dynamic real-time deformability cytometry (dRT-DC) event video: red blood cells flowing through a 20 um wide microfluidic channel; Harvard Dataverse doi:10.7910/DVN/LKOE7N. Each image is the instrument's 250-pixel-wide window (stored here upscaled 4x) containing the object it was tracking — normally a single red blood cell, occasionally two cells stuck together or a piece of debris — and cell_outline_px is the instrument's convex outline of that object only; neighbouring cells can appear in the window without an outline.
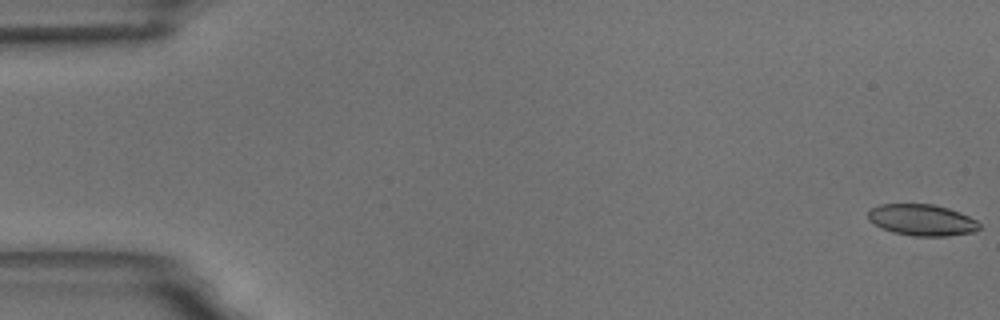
{"species": "common noctule bat (a hibernating species)", "species_latin": "Nyctalus noctula", "temperature_condition": "room temperature", "stored_images_in_passage": 59, "camera_frame_rate_fps": 3000, "um_per_image_px": 0.085, "animal": {"sex": "male", "body_mass_g": 18.8}, "frame": {"image": 1, "passage_image": 1, "time_ms": 0.0, "image_size_px": [1000, 320], "cell_outline_px": [[980, 228], [976, 232], [948, 236], [912, 236], [892, 232], [880, 228], [868, 220], [868, 212], [872, 208], [880, 204], [932, 204], [948, 208], [960, 212], [976, 220], [980, 224]], "centroid_in_image_um": [78.37, 18.71], "position_along_channel_um": 6.6, "area_um2": 20.52}}
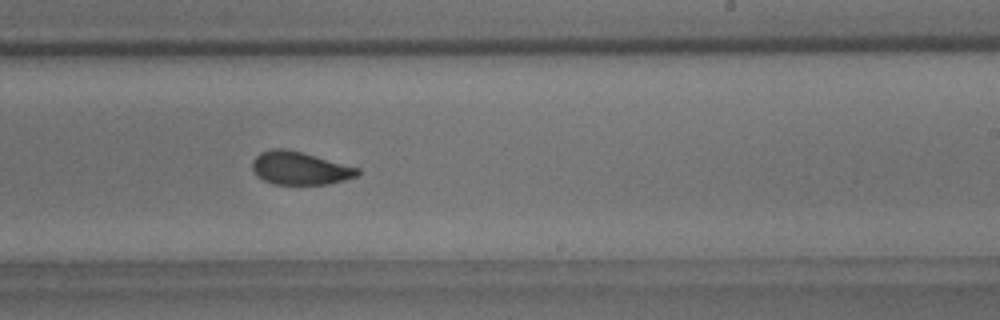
{"frame": {"image": 2, "passage_image": 36, "time_ms": 11.667, "image_size_px": [1000, 320], "cell_outline_px": [[360, 172], [356, 176], [344, 180], [328, 184], [272, 184], [256, 176], [252, 168], [252, 160], [260, 152], [272, 148], [284, 148], [300, 152], [360, 168]], "centroid_in_image_um": [25.45, 14.3], "position_along_channel_um": 263.6, "area_um2": 20.17}}
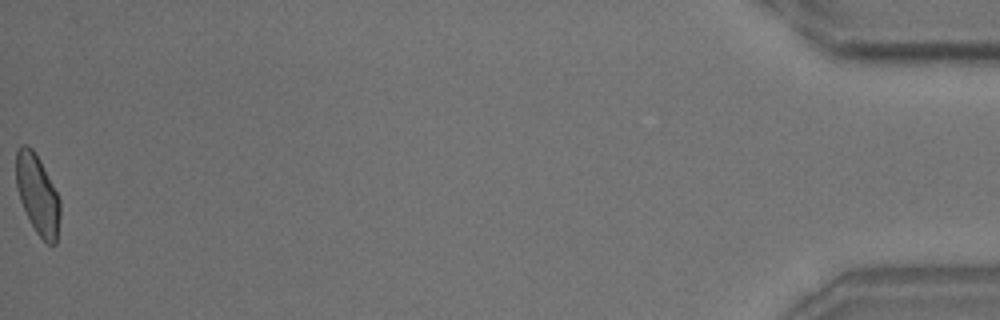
{"frame": {"image": 3, "passage_image": 59, "time_ms": 19.333, "image_size_px": [1000, 320], "cell_outline_px": [[60, 216], [56, 244], [48, 244], [36, 232], [20, 200], [16, 188], [16, 148], [20, 144], [28, 144], [32, 148], [40, 160], [60, 200]], "centroid_in_image_um": [3.18, 16.49], "position_along_channel_um": 432.0, "area_um2": 20.29}, "authors_computed_cell_mechanics": {"area_um2": 20.8658, "velocity_mm_per_s": 3.496, "shape_relaxation_time_tau1_ms": 8.0571, "shape_relaxation_time_tau2_ms": 2.0174, "deformation_change_tau1": 0.1639, "deformation_change_tau2": 0.0653}}